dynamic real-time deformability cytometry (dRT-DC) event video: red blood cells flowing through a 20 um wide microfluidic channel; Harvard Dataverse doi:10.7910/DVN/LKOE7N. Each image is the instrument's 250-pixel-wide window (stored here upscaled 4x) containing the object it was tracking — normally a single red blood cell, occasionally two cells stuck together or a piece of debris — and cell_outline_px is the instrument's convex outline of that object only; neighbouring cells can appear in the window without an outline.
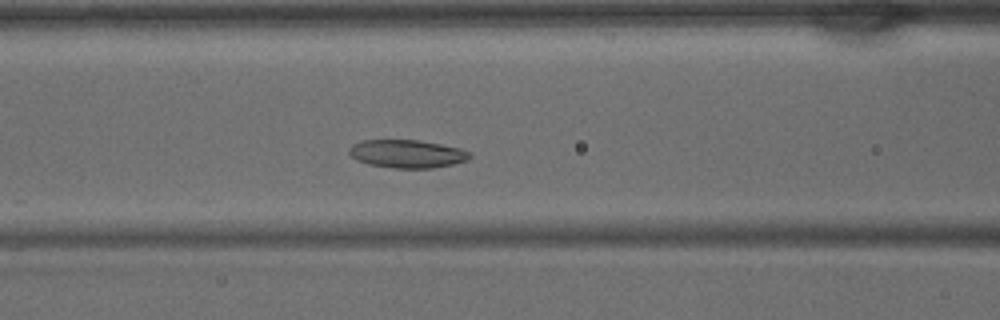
{"species": "common noctule bat (a hibernating species)", "species_latin": "Nyctalus noctula", "temperature_condition": "warm", "stored_images_in_passage": 41, "camera_frame_rate_fps": 3000, "um_per_image_px": 0.085, "animal": {"sex": "male", "body_mass_g": 15.6}, "frame": {"image": 1, "passage_image": 16, "time_ms": 5.0, "image_size_px": [1000, 320], "cell_outline_px": [[472, 156], [468, 160], [452, 164], [432, 168], [392, 168], [368, 164], [356, 160], [348, 152], [348, 148], [352, 144], [364, 140], [420, 140], [460, 148], [472, 152]], "centroid_in_image_um": [34.61, 13.07], "position_along_channel_um": 132.0, "area_um2": 19.88}}
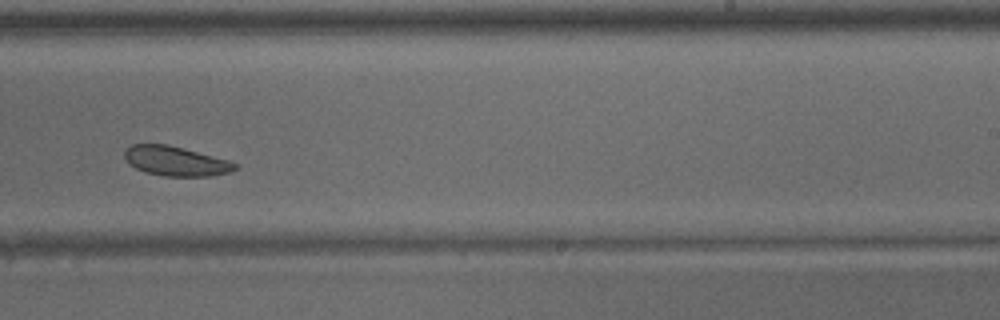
{"frame": {"image": 2, "passage_image": 25, "time_ms": 8.0, "image_size_px": [1000, 320], "cell_outline_px": [[240, 168], [232, 172], [212, 176], [164, 176], [144, 172], [128, 164], [124, 156], [124, 152], [132, 144], [168, 144], [184, 148], [228, 160], [236, 164]], "centroid_in_image_um": [14.95, 13.7], "position_along_channel_um": 274.0, "area_um2": 19.19}}
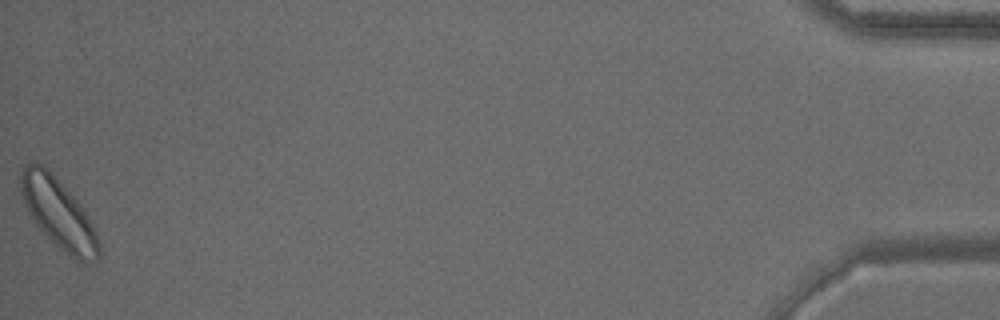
{"frame": {"image": 3, "passage_image": 41, "time_ms": 13.333, "image_size_px": [1000, 320], "cell_outline_px": [[100, 260], [96, 264], [80, 264], [56, 244], [36, 224], [28, 212], [20, 192], [20, 172], [24, 164], [28, 160], [36, 160], [44, 164], [52, 172], [80, 204], [96, 232], [100, 244]], "centroid_in_image_um": [4.97, 18.12], "position_along_channel_um": 430.2, "area_um2": 32.25}}